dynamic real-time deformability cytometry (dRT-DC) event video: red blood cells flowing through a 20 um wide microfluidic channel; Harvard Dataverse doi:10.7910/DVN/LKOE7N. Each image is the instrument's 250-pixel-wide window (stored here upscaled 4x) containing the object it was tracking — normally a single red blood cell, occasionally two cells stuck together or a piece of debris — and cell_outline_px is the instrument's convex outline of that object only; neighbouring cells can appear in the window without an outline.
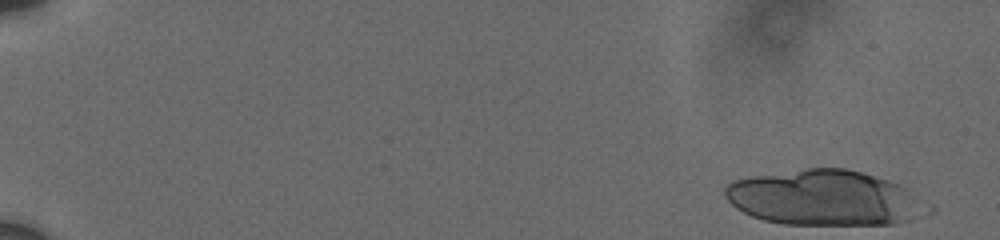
{"species": "human", "species_latin": "Homo sapiens", "temperature_condition": "cold", "stored_images_in_passage": 20, "camera_frame_rate_fps": 3000, "um_per_image_px": 0.085, "donor": {"sex": "male"}, "frame": {"image": 1, "passage_image": 1, "time_ms": 0.0, "image_size_px": [1000, 240], "cell_outline_px": [[912, 220], [892, 224], [784, 224], [764, 220], [752, 216], [736, 208], [724, 196], [724, 188], [732, 180], [748, 176], [808, 168], [844, 168], [860, 172], [888, 180], [900, 184], [904, 188]], "centroid_in_image_um": [69.7, 16.79], "position_along_channel_um": 15.3, "area_um2": 62.19}}